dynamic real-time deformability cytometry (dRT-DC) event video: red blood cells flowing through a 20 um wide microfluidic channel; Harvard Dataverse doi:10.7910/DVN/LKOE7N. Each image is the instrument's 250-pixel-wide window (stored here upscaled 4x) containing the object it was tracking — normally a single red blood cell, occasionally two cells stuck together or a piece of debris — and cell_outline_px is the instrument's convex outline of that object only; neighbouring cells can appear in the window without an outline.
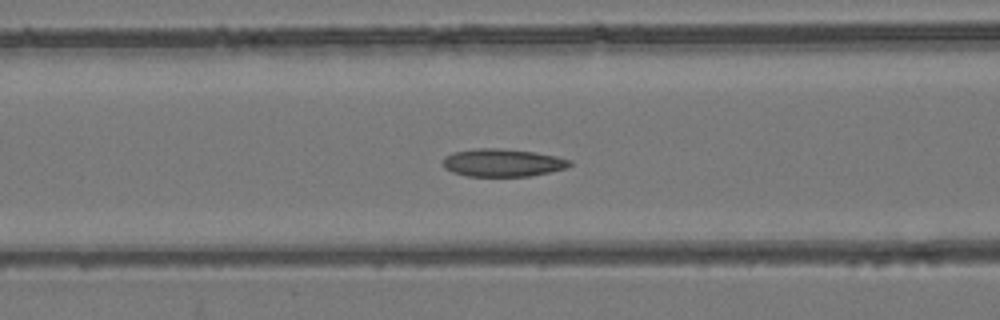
{"species": "common noctule bat (a hibernating species)", "species_latin": "Nyctalus noctula", "temperature_condition": "room temperature", "stored_images_in_passage": 54, "camera_frame_rate_fps": 3000, "um_per_image_px": 0.085, "animal": {"sex": "female", "body_mass_g": 24.6, "forearm_length_mm": 56.2}, "frame": {"image": 1, "passage_image": 22, "time_ms": 7.0, "image_size_px": [1000, 320], "cell_outline_px": [[572, 164], [568, 168], [532, 176], [468, 176], [452, 172], [444, 168], [444, 156], [452, 152], [476, 148], [496, 148], [536, 152], [556, 156], [572, 160]], "centroid_in_image_um": [42.75, 13.83], "position_along_channel_um": 123.9, "area_um2": 20.69}}
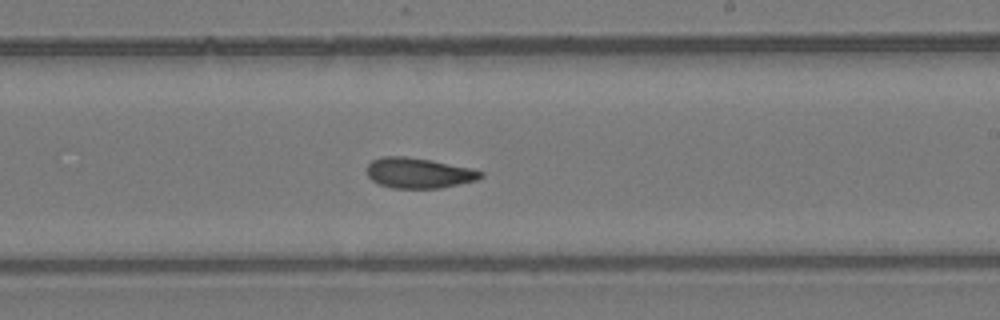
{"frame": {"image": 2, "passage_image": 32, "time_ms": 10.333, "image_size_px": [1000, 320], "cell_outline_px": [[484, 176], [476, 180], [440, 188], [392, 188], [380, 184], [372, 180], [368, 176], [368, 164], [372, 160], [384, 156], [404, 156], [432, 160], [472, 168], [484, 172]], "centroid_in_image_um": [35.61, 14.7], "position_along_channel_um": 253.4, "area_um2": 20.11}}
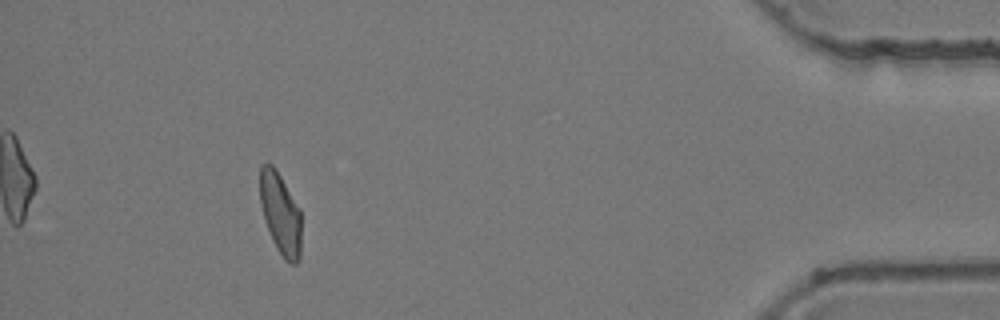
{"frame": {"image": 3, "passage_image": 49, "time_ms": 16.0, "image_size_px": [1000, 320], "cell_outline_px": [[300, 260], [296, 264], [292, 264], [284, 260], [276, 248], [272, 240], [264, 220], [260, 204], [260, 164], [272, 164], [276, 168], [300, 208]], "centroid_in_image_um": [23.83, 18.16], "position_along_channel_um": 411.4, "area_um2": 19.88}, "authors_computed_cell_mechanics": {"area_um2": 20.4323, "velocity_mm_per_s": 3.8975, "shape_relaxation_time_tau1_ms": null, "shape_relaxation_time_tau2_ms": 4.3012, "deformation_change_tau1": null, "deformation_change_tau2": 0.0804}}